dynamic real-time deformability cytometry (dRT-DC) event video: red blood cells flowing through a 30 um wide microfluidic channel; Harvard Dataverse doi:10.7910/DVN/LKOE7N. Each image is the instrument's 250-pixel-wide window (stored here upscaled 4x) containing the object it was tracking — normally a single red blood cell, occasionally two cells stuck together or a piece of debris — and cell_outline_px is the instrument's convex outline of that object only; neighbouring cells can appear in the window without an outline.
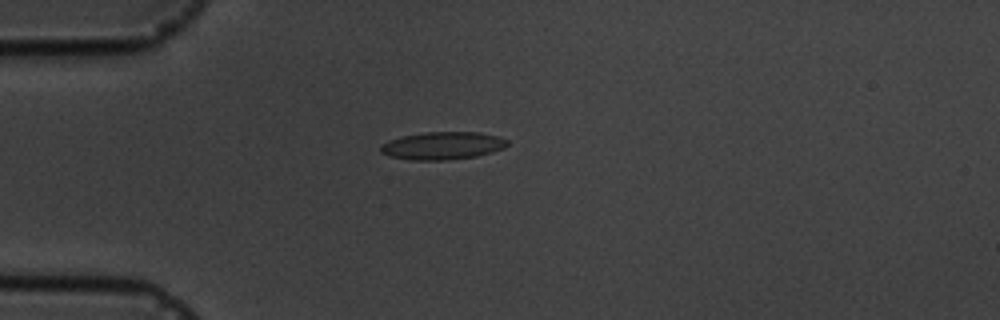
{"species": "common noctule bat (a hibernating species)", "species_latin": "Nyctalus noctula", "temperature_condition": "cold", "stored_images_in_passage": 1, "camera_frame_rate_fps": 3000, "um_per_image_px": 0.085, "animal": {"sex": "male", "body_mass_g": 19.5, "forearm_length_mm": 54.6}, "frame": {"image": 1, "passage_image": 1, "time_ms": 0.0, "image_size_px": [1000, 320], "cell_outline_px": [[508, 144], [504, 148], [492, 152], [476, 156], [444, 160], [408, 160], [388, 156], [380, 152], [380, 148], [388, 140], [404, 136], [428, 132], [480, 132], [500, 136], [508, 140]], "centroid_in_image_um": [37.64, 12.38], "position_along_channel_um": 47.4, "area_um2": 20.46}}